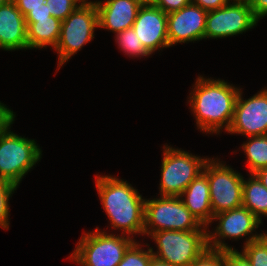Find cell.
Masks as SVG:
<instances>
[{
	"label": "cell",
	"instance_id": "obj_38",
	"mask_svg": "<svg viewBox=\"0 0 267 266\" xmlns=\"http://www.w3.org/2000/svg\"><path fill=\"white\" fill-rule=\"evenodd\" d=\"M11 0H0V6H3L7 3H9Z\"/></svg>",
	"mask_w": 267,
	"mask_h": 266
},
{
	"label": "cell",
	"instance_id": "obj_33",
	"mask_svg": "<svg viewBox=\"0 0 267 266\" xmlns=\"http://www.w3.org/2000/svg\"><path fill=\"white\" fill-rule=\"evenodd\" d=\"M48 5L46 3L43 4L42 8L31 10L26 16L25 19H43L47 17H51L52 15L49 12Z\"/></svg>",
	"mask_w": 267,
	"mask_h": 266
},
{
	"label": "cell",
	"instance_id": "obj_15",
	"mask_svg": "<svg viewBox=\"0 0 267 266\" xmlns=\"http://www.w3.org/2000/svg\"><path fill=\"white\" fill-rule=\"evenodd\" d=\"M25 17L11 0L0 6V48L6 51L28 49Z\"/></svg>",
	"mask_w": 267,
	"mask_h": 266
},
{
	"label": "cell",
	"instance_id": "obj_35",
	"mask_svg": "<svg viewBox=\"0 0 267 266\" xmlns=\"http://www.w3.org/2000/svg\"><path fill=\"white\" fill-rule=\"evenodd\" d=\"M79 6H93V7H98L100 5V3H102L101 1H89L88 0H74Z\"/></svg>",
	"mask_w": 267,
	"mask_h": 266
},
{
	"label": "cell",
	"instance_id": "obj_37",
	"mask_svg": "<svg viewBox=\"0 0 267 266\" xmlns=\"http://www.w3.org/2000/svg\"><path fill=\"white\" fill-rule=\"evenodd\" d=\"M136 2H138L141 6H145V5H154L156 0H134Z\"/></svg>",
	"mask_w": 267,
	"mask_h": 266
},
{
	"label": "cell",
	"instance_id": "obj_16",
	"mask_svg": "<svg viewBox=\"0 0 267 266\" xmlns=\"http://www.w3.org/2000/svg\"><path fill=\"white\" fill-rule=\"evenodd\" d=\"M141 5L134 0H106L97 7L99 28L114 33L132 28Z\"/></svg>",
	"mask_w": 267,
	"mask_h": 266
},
{
	"label": "cell",
	"instance_id": "obj_14",
	"mask_svg": "<svg viewBox=\"0 0 267 266\" xmlns=\"http://www.w3.org/2000/svg\"><path fill=\"white\" fill-rule=\"evenodd\" d=\"M132 28L151 54L169 47L167 14L155 5L141 6Z\"/></svg>",
	"mask_w": 267,
	"mask_h": 266
},
{
	"label": "cell",
	"instance_id": "obj_5",
	"mask_svg": "<svg viewBox=\"0 0 267 266\" xmlns=\"http://www.w3.org/2000/svg\"><path fill=\"white\" fill-rule=\"evenodd\" d=\"M150 236L158 250L150 247L153 257L171 266H189L208 249L207 230H162Z\"/></svg>",
	"mask_w": 267,
	"mask_h": 266
},
{
	"label": "cell",
	"instance_id": "obj_26",
	"mask_svg": "<svg viewBox=\"0 0 267 266\" xmlns=\"http://www.w3.org/2000/svg\"><path fill=\"white\" fill-rule=\"evenodd\" d=\"M189 266H226L225 251L208 248Z\"/></svg>",
	"mask_w": 267,
	"mask_h": 266
},
{
	"label": "cell",
	"instance_id": "obj_7",
	"mask_svg": "<svg viewBox=\"0 0 267 266\" xmlns=\"http://www.w3.org/2000/svg\"><path fill=\"white\" fill-rule=\"evenodd\" d=\"M163 149L159 194L180 197L186 187L203 172L209 158L168 145H164Z\"/></svg>",
	"mask_w": 267,
	"mask_h": 266
},
{
	"label": "cell",
	"instance_id": "obj_9",
	"mask_svg": "<svg viewBox=\"0 0 267 266\" xmlns=\"http://www.w3.org/2000/svg\"><path fill=\"white\" fill-rule=\"evenodd\" d=\"M95 28H99L98 11L93 6H78L61 21L60 38L55 47L58 53V70L81 48L92 41Z\"/></svg>",
	"mask_w": 267,
	"mask_h": 266
},
{
	"label": "cell",
	"instance_id": "obj_39",
	"mask_svg": "<svg viewBox=\"0 0 267 266\" xmlns=\"http://www.w3.org/2000/svg\"><path fill=\"white\" fill-rule=\"evenodd\" d=\"M230 1L249 2L250 0H230Z\"/></svg>",
	"mask_w": 267,
	"mask_h": 266
},
{
	"label": "cell",
	"instance_id": "obj_8",
	"mask_svg": "<svg viewBox=\"0 0 267 266\" xmlns=\"http://www.w3.org/2000/svg\"><path fill=\"white\" fill-rule=\"evenodd\" d=\"M213 216L242 206L244 177L214 158L205 163Z\"/></svg>",
	"mask_w": 267,
	"mask_h": 266
},
{
	"label": "cell",
	"instance_id": "obj_4",
	"mask_svg": "<svg viewBox=\"0 0 267 266\" xmlns=\"http://www.w3.org/2000/svg\"><path fill=\"white\" fill-rule=\"evenodd\" d=\"M121 235L108 234L96 227L93 232L83 233L69 258L80 266H118L135 241L133 237Z\"/></svg>",
	"mask_w": 267,
	"mask_h": 266
},
{
	"label": "cell",
	"instance_id": "obj_12",
	"mask_svg": "<svg viewBox=\"0 0 267 266\" xmlns=\"http://www.w3.org/2000/svg\"><path fill=\"white\" fill-rule=\"evenodd\" d=\"M230 134H241L246 137L267 135V89L266 87L254 96L243 99L240 89L234 109Z\"/></svg>",
	"mask_w": 267,
	"mask_h": 266
},
{
	"label": "cell",
	"instance_id": "obj_13",
	"mask_svg": "<svg viewBox=\"0 0 267 266\" xmlns=\"http://www.w3.org/2000/svg\"><path fill=\"white\" fill-rule=\"evenodd\" d=\"M206 10L190 3L180 10L167 14L169 47L177 43L194 42L204 39Z\"/></svg>",
	"mask_w": 267,
	"mask_h": 266
},
{
	"label": "cell",
	"instance_id": "obj_32",
	"mask_svg": "<svg viewBox=\"0 0 267 266\" xmlns=\"http://www.w3.org/2000/svg\"><path fill=\"white\" fill-rule=\"evenodd\" d=\"M0 102V132L15 119V112Z\"/></svg>",
	"mask_w": 267,
	"mask_h": 266
},
{
	"label": "cell",
	"instance_id": "obj_2",
	"mask_svg": "<svg viewBox=\"0 0 267 266\" xmlns=\"http://www.w3.org/2000/svg\"><path fill=\"white\" fill-rule=\"evenodd\" d=\"M96 188L111 228L123 235H144L145 200L127 181L114 176L95 177ZM132 235V236H131Z\"/></svg>",
	"mask_w": 267,
	"mask_h": 266
},
{
	"label": "cell",
	"instance_id": "obj_29",
	"mask_svg": "<svg viewBox=\"0 0 267 266\" xmlns=\"http://www.w3.org/2000/svg\"><path fill=\"white\" fill-rule=\"evenodd\" d=\"M25 17L31 10L42 8L46 0H12Z\"/></svg>",
	"mask_w": 267,
	"mask_h": 266
},
{
	"label": "cell",
	"instance_id": "obj_25",
	"mask_svg": "<svg viewBox=\"0 0 267 266\" xmlns=\"http://www.w3.org/2000/svg\"><path fill=\"white\" fill-rule=\"evenodd\" d=\"M50 14L64 21L79 5L74 0H46Z\"/></svg>",
	"mask_w": 267,
	"mask_h": 266
},
{
	"label": "cell",
	"instance_id": "obj_6",
	"mask_svg": "<svg viewBox=\"0 0 267 266\" xmlns=\"http://www.w3.org/2000/svg\"><path fill=\"white\" fill-rule=\"evenodd\" d=\"M186 208L180 197L160 196L145 200L144 235L162 230H207Z\"/></svg>",
	"mask_w": 267,
	"mask_h": 266
},
{
	"label": "cell",
	"instance_id": "obj_11",
	"mask_svg": "<svg viewBox=\"0 0 267 266\" xmlns=\"http://www.w3.org/2000/svg\"><path fill=\"white\" fill-rule=\"evenodd\" d=\"M258 21L249 2L231 1L219 9L207 12L204 39L242 34L254 28Z\"/></svg>",
	"mask_w": 267,
	"mask_h": 266
},
{
	"label": "cell",
	"instance_id": "obj_23",
	"mask_svg": "<svg viewBox=\"0 0 267 266\" xmlns=\"http://www.w3.org/2000/svg\"><path fill=\"white\" fill-rule=\"evenodd\" d=\"M141 246L135 240L125 251L123 259L118 266H149L153 258L151 248L148 247L146 251Z\"/></svg>",
	"mask_w": 267,
	"mask_h": 266
},
{
	"label": "cell",
	"instance_id": "obj_34",
	"mask_svg": "<svg viewBox=\"0 0 267 266\" xmlns=\"http://www.w3.org/2000/svg\"><path fill=\"white\" fill-rule=\"evenodd\" d=\"M262 184L267 188V167L259 169L256 173H254Z\"/></svg>",
	"mask_w": 267,
	"mask_h": 266
},
{
	"label": "cell",
	"instance_id": "obj_30",
	"mask_svg": "<svg viewBox=\"0 0 267 266\" xmlns=\"http://www.w3.org/2000/svg\"><path fill=\"white\" fill-rule=\"evenodd\" d=\"M229 2L230 0H191V3L200 6L206 11L219 9Z\"/></svg>",
	"mask_w": 267,
	"mask_h": 266
},
{
	"label": "cell",
	"instance_id": "obj_18",
	"mask_svg": "<svg viewBox=\"0 0 267 266\" xmlns=\"http://www.w3.org/2000/svg\"><path fill=\"white\" fill-rule=\"evenodd\" d=\"M28 49H42L51 46L55 49L59 38L61 21L53 16L43 19H25Z\"/></svg>",
	"mask_w": 267,
	"mask_h": 266
},
{
	"label": "cell",
	"instance_id": "obj_36",
	"mask_svg": "<svg viewBox=\"0 0 267 266\" xmlns=\"http://www.w3.org/2000/svg\"><path fill=\"white\" fill-rule=\"evenodd\" d=\"M149 266H171L166 262L160 261L157 258L153 257Z\"/></svg>",
	"mask_w": 267,
	"mask_h": 266
},
{
	"label": "cell",
	"instance_id": "obj_21",
	"mask_svg": "<svg viewBox=\"0 0 267 266\" xmlns=\"http://www.w3.org/2000/svg\"><path fill=\"white\" fill-rule=\"evenodd\" d=\"M115 35V40L125 55L127 54L129 57L140 58L151 55V53L144 47L141 40H139L137 33H135L133 28H128L122 32H118Z\"/></svg>",
	"mask_w": 267,
	"mask_h": 266
},
{
	"label": "cell",
	"instance_id": "obj_31",
	"mask_svg": "<svg viewBox=\"0 0 267 266\" xmlns=\"http://www.w3.org/2000/svg\"><path fill=\"white\" fill-rule=\"evenodd\" d=\"M249 5L258 20L267 16V0H250Z\"/></svg>",
	"mask_w": 267,
	"mask_h": 266
},
{
	"label": "cell",
	"instance_id": "obj_10",
	"mask_svg": "<svg viewBox=\"0 0 267 266\" xmlns=\"http://www.w3.org/2000/svg\"><path fill=\"white\" fill-rule=\"evenodd\" d=\"M215 220H219V224L214 232L207 230V245L208 248L213 250H235V248L225 243V238L238 240L248 236V238H245L244 246H246L249 242L259 239L264 234L263 232L260 234L255 232L262 222L243 206L214 215L212 222ZM253 232L255 233L253 234Z\"/></svg>",
	"mask_w": 267,
	"mask_h": 266
},
{
	"label": "cell",
	"instance_id": "obj_17",
	"mask_svg": "<svg viewBox=\"0 0 267 266\" xmlns=\"http://www.w3.org/2000/svg\"><path fill=\"white\" fill-rule=\"evenodd\" d=\"M184 196V197H183ZM180 198L186 208L205 227H209L213 219L210 203V192L207 175L200 173L182 192Z\"/></svg>",
	"mask_w": 267,
	"mask_h": 266
},
{
	"label": "cell",
	"instance_id": "obj_22",
	"mask_svg": "<svg viewBox=\"0 0 267 266\" xmlns=\"http://www.w3.org/2000/svg\"><path fill=\"white\" fill-rule=\"evenodd\" d=\"M251 263V266H267V234L243 246L241 251Z\"/></svg>",
	"mask_w": 267,
	"mask_h": 266
},
{
	"label": "cell",
	"instance_id": "obj_20",
	"mask_svg": "<svg viewBox=\"0 0 267 266\" xmlns=\"http://www.w3.org/2000/svg\"><path fill=\"white\" fill-rule=\"evenodd\" d=\"M249 140L242 144L247 156L249 173L254 174L259 169L267 167V135L250 136Z\"/></svg>",
	"mask_w": 267,
	"mask_h": 266
},
{
	"label": "cell",
	"instance_id": "obj_1",
	"mask_svg": "<svg viewBox=\"0 0 267 266\" xmlns=\"http://www.w3.org/2000/svg\"><path fill=\"white\" fill-rule=\"evenodd\" d=\"M193 86L188 102L197 128L216 135L223 128L228 131L241 88L221 79H206L203 76H198Z\"/></svg>",
	"mask_w": 267,
	"mask_h": 266
},
{
	"label": "cell",
	"instance_id": "obj_27",
	"mask_svg": "<svg viewBox=\"0 0 267 266\" xmlns=\"http://www.w3.org/2000/svg\"><path fill=\"white\" fill-rule=\"evenodd\" d=\"M190 3L191 0H156L154 5L168 14L180 10Z\"/></svg>",
	"mask_w": 267,
	"mask_h": 266
},
{
	"label": "cell",
	"instance_id": "obj_3",
	"mask_svg": "<svg viewBox=\"0 0 267 266\" xmlns=\"http://www.w3.org/2000/svg\"><path fill=\"white\" fill-rule=\"evenodd\" d=\"M14 121L0 132V178L19 186L23 177L41 160L42 150L34 139L10 130Z\"/></svg>",
	"mask_w": 267,
	"mask_h": 266
},
{
	"label": "cell",
	"instance_id": "obj_19",
	"mask_svg": "<svg viewBox=\"0 0 267 266\" xmlns=\"http://www.w3.org/2000/svg\"><path fill=\"white\" fill-rule=\"evenodd\" d=\"M242 206L252 212L261 222L267 217V188L255 174L243 181Z\"/></svg>",
	"mask_w": 267,
	"mask_h": 266
},
{
	"label": "cell",
	"instance_id": "obj_24",
	"mask_svg": "<svg viewBox=\"0 0 267 266\" xmlns=\"http://www.w3.org/2000/svg\"><path fill=\"white\" fill-rule=\"evenodd\" d=\"M18 188L8 180L0 178V227L9 229V199Z\"/></svg>",
	"mask_w": 267,
	"mask_h": 266
},
{
	"label": "cell",
	"instance_id": "obj_28",
	"mask_svg": "<svg viewBox=\"0 0 267 266\" xmlns=\"http://www.w3.org/2000/svg\"><path fill=\"white\" fill-rule=\"evenodd\" d=\"M226 266H251L247 257L237 250H225Z\"/></svg>",
	"mask_w": 267,
	"mask_h": 266
}]
</instances>
